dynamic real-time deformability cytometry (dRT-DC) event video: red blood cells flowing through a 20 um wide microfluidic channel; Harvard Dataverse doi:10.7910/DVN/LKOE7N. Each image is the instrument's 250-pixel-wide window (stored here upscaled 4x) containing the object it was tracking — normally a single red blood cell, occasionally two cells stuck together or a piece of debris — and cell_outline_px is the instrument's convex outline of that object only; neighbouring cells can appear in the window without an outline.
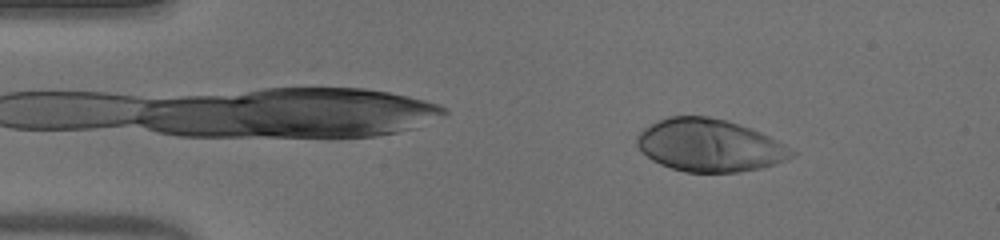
{"species": "human", "species_latin": "Homo sapiens", "temperature_condition": "warm", "stored_images_in_passage": 50, "camera_frame_rate_fps": 3000, "um_per_image_px": 0.085, "donor": {"sex": "male"}, "frame": {"image": 1, "passage_image": 6, "time_ms": 1.667, "image_size_px": [1000, 240], "cell_outline_px": [[796, 152], [792, 156], [776, 164], [760, 168], [740, 172], [684, 172], [660, 164], [652, 160], [636, 144], [636, 136], [644, 128], [668, 116], [708, 116], [728, 120], [760, 132], [784, 144]], "centroid_in_image_um": [60.31, 12.35], "position_along_channel_um": 24.7, "area_um2": 47.11}}
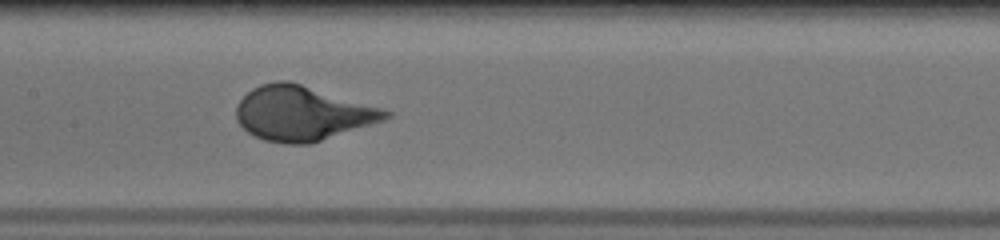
{"frame": {"image": 2, "passage_image": 24, "time_ms": 7.667, "image_size_px": [1000, 240], "cell_outline_px": [[392, 116], [384, 120], [308, 144], [284, 144], [264, 140], [248, 132], [236, 120], [236, 104], [252, 88], [260, 84], [276, 80], [288, 80], [380, 108], [392, 112]], "centroid_in_image_um": [25.64, 9.63], "position_along_channel_um": 181.8, "area_um2": 46.93}}
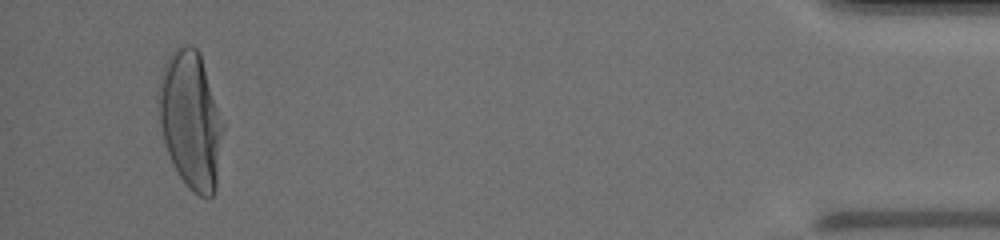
{"frame": {"image": 3, "passage_image": 48, "time_ms": 15.667, "image_size_px": [1000, 240], "cell_outline_px": [[224, 124], [216, 188], [212, 196], [208, 200], [192, 192], [188, 188], [172, 164], [164, 140], [160, 124], [156, 96], [160, 72], [168, 56], [176, 48], [188, 44], [192, 44], [200, 52]], "centroid_in_image_um": [16.19, 10.19], "position_along_channel_um": 419.0, "area_um2": 52.14}, "authors_computed_cell_mechanics": {"area_um2": 47.396, "velocity_mm_per_s": 3.8817, "shape_relaxation_time_tau1_ms": 3.201, "shape_relaxation_time_tau2_ms": null, "deformation_change_tau1": 0.248, "deformation_change_tau2": null}}